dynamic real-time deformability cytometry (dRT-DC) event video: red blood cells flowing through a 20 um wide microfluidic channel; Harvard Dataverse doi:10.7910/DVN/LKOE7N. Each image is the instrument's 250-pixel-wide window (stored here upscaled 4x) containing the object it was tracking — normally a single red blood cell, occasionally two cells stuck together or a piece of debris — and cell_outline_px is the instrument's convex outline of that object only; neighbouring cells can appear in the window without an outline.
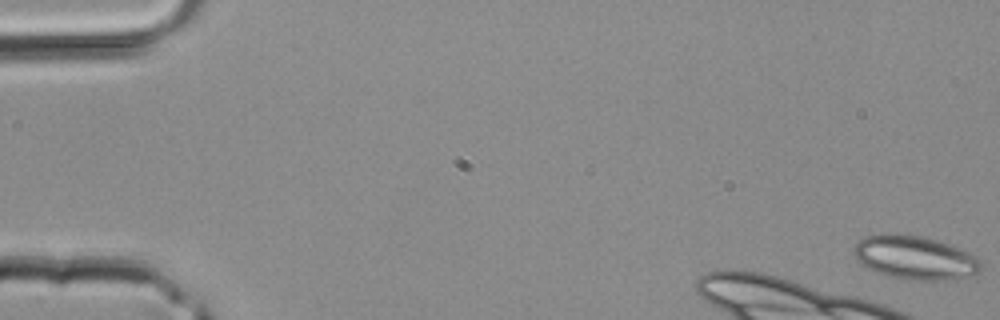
{"species": "common noctule bat (a hibernating species)", "species_latin": "Nyctalus noctula", "temperature_condition": "room temperature", "stored_images_in_passage": 4, "camera_frame_rate_fps": 3000, "um_per_image_px": 0.085, "animal": {"sex": "male", "body_mass_g": 20.4}, "frame": {"image": 1, "passage_image": 1, "time_ms": 0.0, "image_size_px": [1000, 320], "cell_outline_px": [[980, 272], [956, 280], [900, 280], [876, 272], [860, 264], [856, 260], [852, 252], [852, 248], [864, 236], [884, 232], [896, 232], [920, 236], [936, 240], [960, 248], [976, 256], [980, 260]], "centroid_in_image_um": [77.72, 21.89], "position_along_channel_um": 7.3, "area_um2": 33.06}}